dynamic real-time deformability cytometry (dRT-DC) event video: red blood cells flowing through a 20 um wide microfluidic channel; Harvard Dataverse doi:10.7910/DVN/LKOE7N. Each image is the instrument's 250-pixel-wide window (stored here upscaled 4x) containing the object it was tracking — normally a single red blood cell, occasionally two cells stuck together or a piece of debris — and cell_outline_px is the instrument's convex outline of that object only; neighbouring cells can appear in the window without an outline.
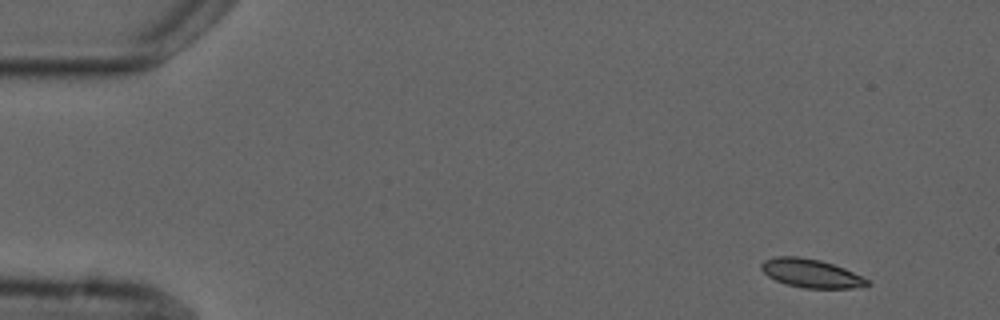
{"species": "common noctule bat (a hibernating species)", "species_latin": "Nyctalus noctula", "temperature_condition": "cold", "stored_images_in_passage": 3, "camera_frame_rate_fps": 3000, "um_per_image_px": 0.085, "animal": {"sex": "male", "forearm_length_mm": 52.5}, "frame": {"image": 1, "passage_image": 1, "time_ms": 0.0, "image_size_px": [1000, 320], "cell_outline_px": [[872, 284], [852, 288], [804, 288], [788, 284], [776, 280], [768, 276], [760, 268], [760, 264], [764, 260], [776, 256], [796, 256], [820, 260], [844, 268], [868, 280]], "centroid_in_image_um": [68.91, 23.22], "position_along_channel_um": 16.1, "area_um2": 17.4}}
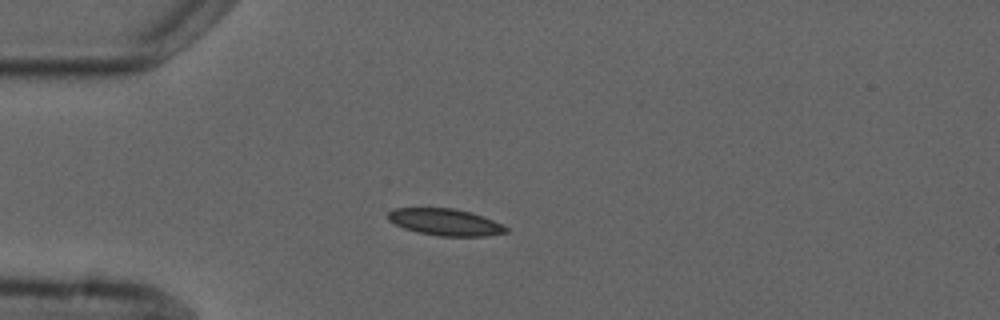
{"frame": {"image": 2, "passage_image": 3, "time_ms": 3.333, "image_size_px": [1000, 320], "cell_outline_px": [[508, 232], [488, 236], [440, 236], [416, 232], [404, 228], [388, 220], [388, 212], [392, 208], [452, 208], [472, 212], [492, 220], [508, 228]], "centroid_in_image_um": [37.83, 18.88], "position_along_channel_um": 47.2, "area_um2": 18.38}}